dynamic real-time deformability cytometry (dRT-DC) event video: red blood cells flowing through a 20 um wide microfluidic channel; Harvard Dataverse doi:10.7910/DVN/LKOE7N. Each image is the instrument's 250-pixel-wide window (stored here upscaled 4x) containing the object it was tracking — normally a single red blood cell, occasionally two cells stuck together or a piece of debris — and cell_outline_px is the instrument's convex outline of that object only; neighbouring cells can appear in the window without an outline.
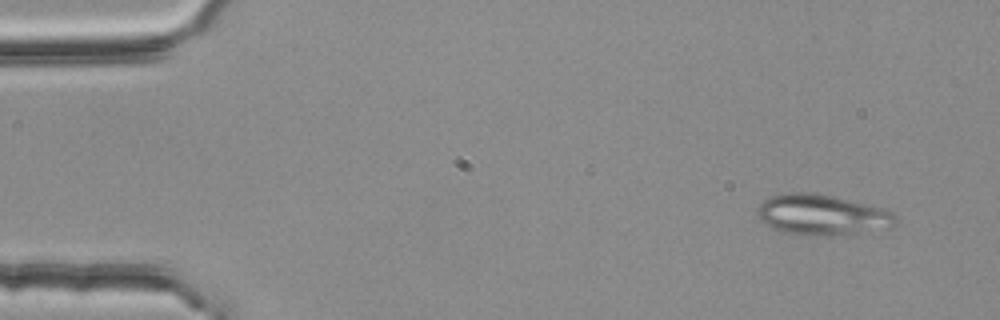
{"species": "common noctule bat (a hibernating species)", "species_latin": "Nyctalus noctula", "temperature_condition": "room temperature", "stored_images_in_passage": 51, "segment_of_instrument_passage": [1, 2], "camera_frame_rate_fps": 3000, "um_per_image_px": 0.085, "animal": {"sex": "female", "body_mass_g": 25.1}, "frame": {"image": 1, "passage_image": 1, "time_ms": 0.0, "image_size_px": [1000, 320], "cell_outline_px": [[896, 220], [892, 228], [856, 232], [780, 232], [764, 224], [760, 220], [756, 212], [756, 208], [764, 200], [780, 192], [816, 192], [884, 208], [892, 212], [896, 216]], "centroid_in_image_um": [69.83, 18.18], "position_along_channel_um": 15.2, "area_um2": 31.73}}